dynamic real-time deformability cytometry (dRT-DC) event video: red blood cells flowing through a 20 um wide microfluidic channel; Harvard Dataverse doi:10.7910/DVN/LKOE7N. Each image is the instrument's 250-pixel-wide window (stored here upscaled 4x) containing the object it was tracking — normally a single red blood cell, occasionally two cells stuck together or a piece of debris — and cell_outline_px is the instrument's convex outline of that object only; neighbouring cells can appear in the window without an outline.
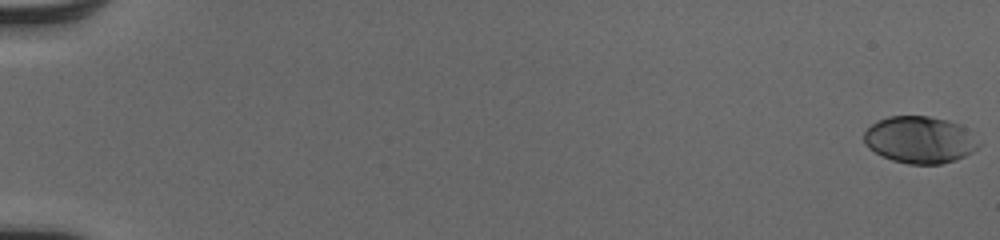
{"species": "human", "species_latin": "Homo sapiens", "temperature_condition": "cold", "stored_images_in_passage": 53, "camera_frame_rate_fps": 3000, "um_per_image_px": 0.085, "donor": {"sex": "male"}, "frame": {"image": 1, "passage_image": 1, "time_ms": 0.0, "image_size_px": [1000, 240], "cell_outline_px": [[984, 140], [972, 152], [956, 160], [940, 164], [908, 164], [892, 160], [868, 148], [864, 144], [864, 132], [876, 120], [888, 116], [928, 116], [948, 120], [960, 124]], "centroid_in_image_um": [78.23, 11.87], "position_along_channel_um": 6.8, "area_um2": 31.79}}
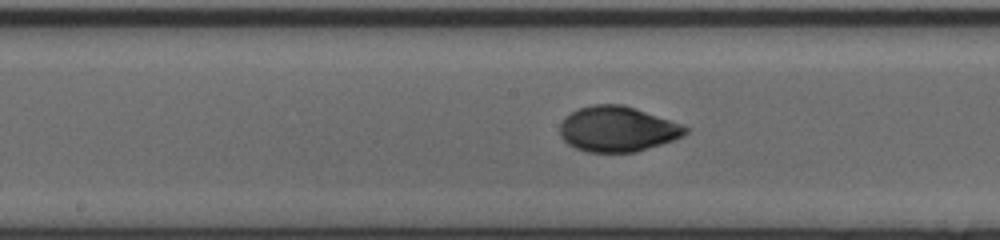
{"frame": {"image": 2, "passage_image": 30, "time_ms": 9.667, "image_size_px": [1000, 240], "cell_outline_px": [[688, 132], [684, 136], [636, 152], [588, 152], [576, 148], [568, 144], [560, 136], [560, 124], [572, 112], [580, 108], [592, 104], [624, 104], [684, 124], [688, 128]], "centroid_in_image_um": [52.52, 10.96], "position_along_channel_um": 195.7, "area_um2": 33.18}}
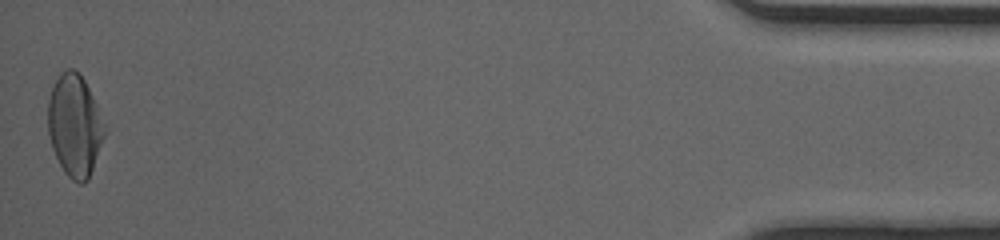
{"frame": {"image": 3, "passage_image": 53, "time_ms": 17.333, "image_size_px": [1000, 240], "cell_outline_px": [[104, 136], [88, 180], [84, 184], [80, 184], [72, 180], [64, 172], [52, 148], [48, 132], [48, 100], [52, 88], [60, 72], [68, 68], [72, 68], [80, 72], [96, 104], [104, 124]], "centroid_in_image_um": [6.33, 10.66], "position_along_channel_um": 428.9, "area_um2": 33.29}, "authors_computed_cell_mechanics": {"area_um2": 32.1368, "velocity_mm_per_s": 4.1033, "shape_relaxation_time_tau1_ms": 3.0853, "shape_relaxation_time_tau2_ms": 0.9107, "deformation_change_tau1": 0.1631, "deformation_change_tau2": 0.0424}}